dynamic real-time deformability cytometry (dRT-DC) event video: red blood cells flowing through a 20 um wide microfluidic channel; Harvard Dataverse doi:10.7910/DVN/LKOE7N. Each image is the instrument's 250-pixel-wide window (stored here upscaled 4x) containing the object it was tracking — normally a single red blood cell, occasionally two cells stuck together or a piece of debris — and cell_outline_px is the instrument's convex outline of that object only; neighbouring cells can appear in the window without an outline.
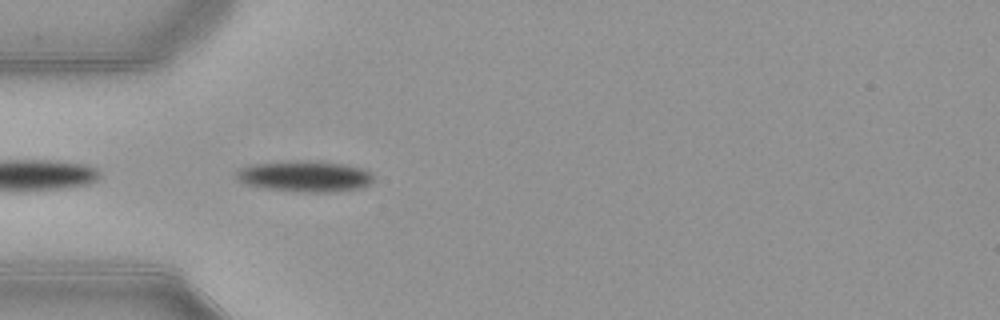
{"species": "common noctule bat (a hibernating species)", "species_latin": "Nyctalus noctula", "temperature_condition": "warm", "stored_images_in_passage": 18, "camera_frame_rate_fps": 3000, "um_per_image_px": 0.085, "animal": {"sex": "female", "body_mass_g": 21.9}, "frame": {"image": 1, "passage_image": 1, "time_ms": 0.0, "image_size_px": [1000, 320], "cell_outline_px": [[372, 180], [368, 184], [360, 188], [332, 192], [304, 192], [264, 188], [244, 184], [236, 180], [236, 172], [240, 168], [248, 164], [296, 160], [308, 160], [344, 164], [364, 168], [372, 172]], "centroid_in_image_um": [25.87, 14.97], "position_along_channel_um": 59.1, "area_um2": 25.09}}
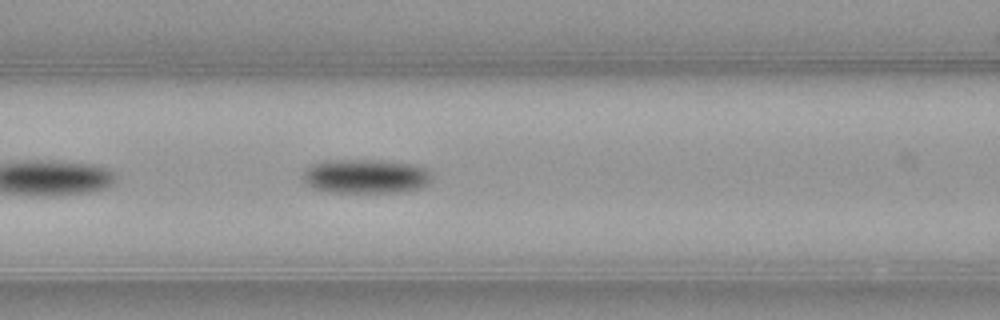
{"frame": {"image": 2, "passage_image": 7, "time_ms": 2.0, "image_size_px": [1000, 320], "cell_outline_px": [[428, 180], [420, 188], [396, 192], [328, 192], [312, 188], [300, 176], [304, 168], [312, 164], [324, 160], [380, 160], [408, 164], [424, 168], [428, 172]], "centroid_in_image_um": [30.93, 14.98], "position_along_channel_um": 135.7, "area_um2": 25.43}}
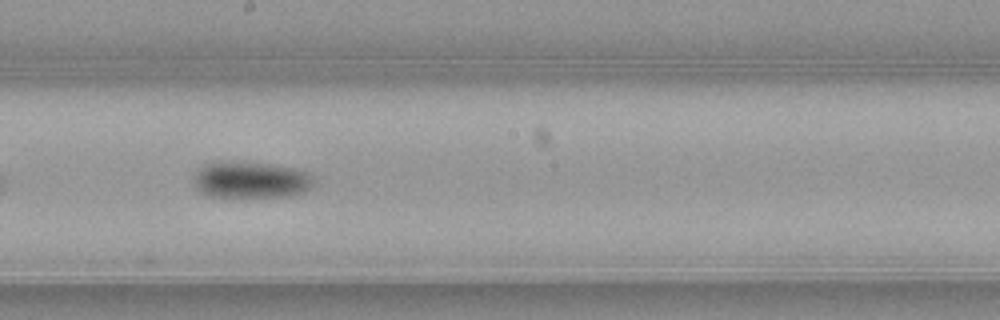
{"frame": {"image": 3, "passage_image": 14, "time_ms": 4.333, "image_size_px": [1000, 320], "cell_outline_px": [[316, 180], [304, 192], [292, 196], [208, 196], [196, 192], [192, 184], [196, 172], [204, 164], [212, 160], [216, 160], [268, 164], [292, 168], [308, 172]], "centroid_in_image_um": [21.24, 15.28], "position_along_channel_um": 227.0, "area_um2": 25.84}}